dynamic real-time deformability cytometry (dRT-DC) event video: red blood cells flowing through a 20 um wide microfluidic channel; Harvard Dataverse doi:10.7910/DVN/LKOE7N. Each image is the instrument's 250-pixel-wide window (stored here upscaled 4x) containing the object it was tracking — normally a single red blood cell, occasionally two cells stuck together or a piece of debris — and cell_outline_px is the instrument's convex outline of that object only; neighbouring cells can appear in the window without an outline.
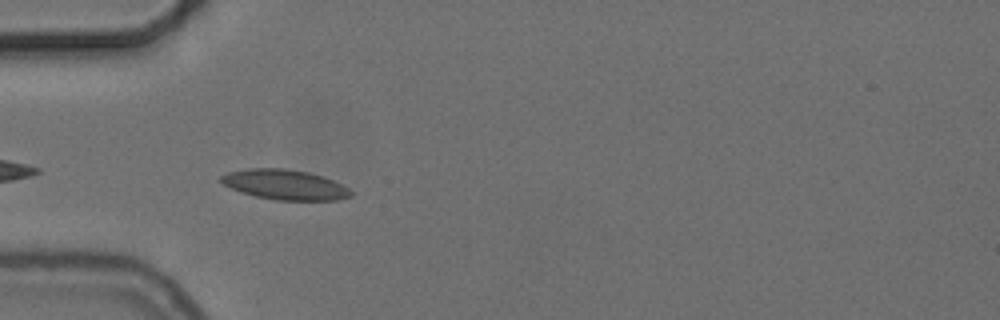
{"species": "common noctule bat (a hibernating species)", "species_latin": "Nyctalus noctula", "temperature_condition": "cold", "stored_images_in_passage": 16, "camera_frame_rate_fps": 3000, "um_per_image_px": 0.085, "animal": {"sex": "female", "body_mass_g": 24.6, "forearm_length_mm": 56.2}, "frame": {"image": 1, "passage_image": 3, "time_ms": 0.667, "image_size_px": [1000, 320], "cell_outline_px": [[352, 196], [336, 200], [276, 200], [256, 196], [240, 192], [224, 184], [220, 180], [220, 176], [228, 172], [248, 168], [284, 168], [308, 172], [332, 180], [348, 188], [352, 192]], "centroid_in_image_um": [24.19, 15.69], "position_along_channel_um": 60.8, "area_um2": 22.54}}
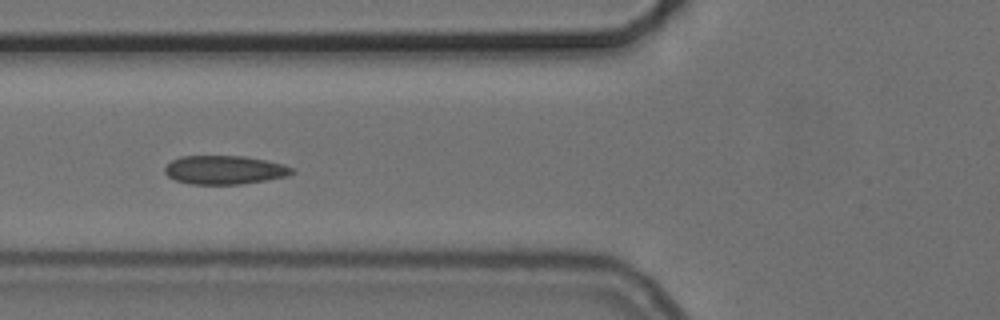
{"frame": {"image": 2, "passage_image": 7, "time_ms": 2.0, "image_size_px": [1000, 320], "cell_outline_px": [[296, 172], [288, 176], [240, 184], [192, 184], [176, 180], [168, 176], [164, 172], [164, 168], [172, 160], [180, 156], [244, 156], [284, 164], [296, 168]], "centroid_in_image_um": [19.12, 14.44], "position_along_channel_um": 106.7, "area_um2": 21.27}}
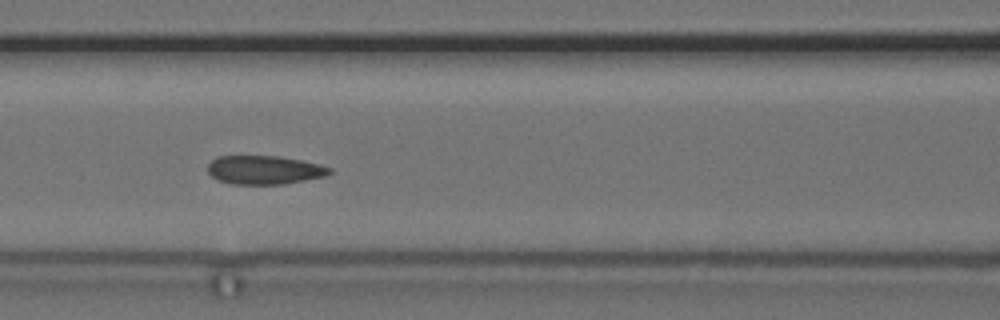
{"frame": {"image": 3, "passage_image": 10, "time_ms": 3.0, "image_size_px": [1000, 320], "cell_outline_px": [[332, 172], [324, 176], [284, 184], [232, 184], [216, 180], [208, 172], [208, 164], [216, 156], [280, 156], [320, 164], [332, 168]], "centroid_in_image_um": [22.45, 14.44], "position_along_channel_um": 144.1, "area_um2": 20.4}}